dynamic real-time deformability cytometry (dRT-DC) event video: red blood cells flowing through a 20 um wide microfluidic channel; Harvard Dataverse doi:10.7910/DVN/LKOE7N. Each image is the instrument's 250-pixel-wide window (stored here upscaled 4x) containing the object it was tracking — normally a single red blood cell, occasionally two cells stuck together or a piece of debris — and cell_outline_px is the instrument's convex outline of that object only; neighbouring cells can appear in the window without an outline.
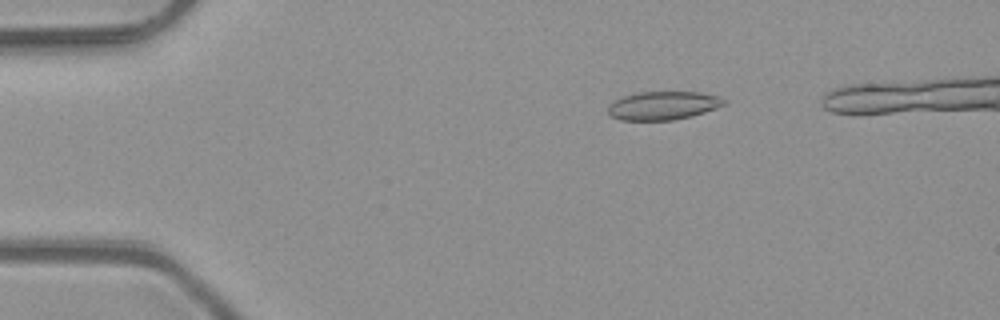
{"species": "common noctule bat (a hibernating species)", "species_latin": "Nyctalus noctula", "temperature_condition": "room temperature", "stored_images_in_passage": 37, "camera_frame_rate_fps": 3000, "um_per_image_px": 0.085, "animal": {"sex": "male", "body_mass_g": 23.1, "forearm_length_mm": 52.7}, "frame": {"image": 1, "passage_image": 1, "time_ms": 0.0, "image_size_px": [1000, 320], "cell_outline_px": [[728, 104], [692, 116], [672, 120], [620, 120], [612, 116], [608, 112], [608, 104], [624, 96], [640, 92], [700, 92], [720, 96], [728, 100]], "centroid_in_image_um": [56.42, 8.97], "position_along_channel_um": 28.6, "area_um2": 19.31}}
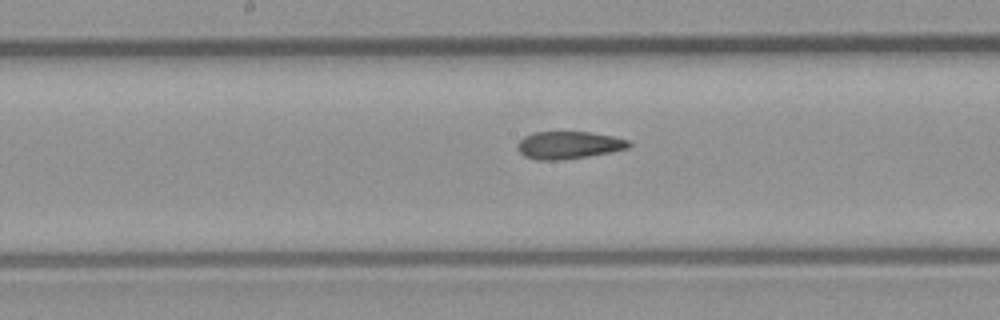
{"frame": {"image": 2, "passage_image": 18, "time_ms": 5.667, "image_size_px": [1000, 320], "cell_outline_px": [[632, 144], [628, 148], [612, 152], [588, 156], [560, 160], [536, 160], [524, 156], [516, 148], [516, 144], [524, 136], [532, 132], [592, 132], [612, 136], [628, 140]], "centroid_in_image_um": [48.31, 12.33], "position_along_channel_um": 199.9, "area_um2": 17.98}}
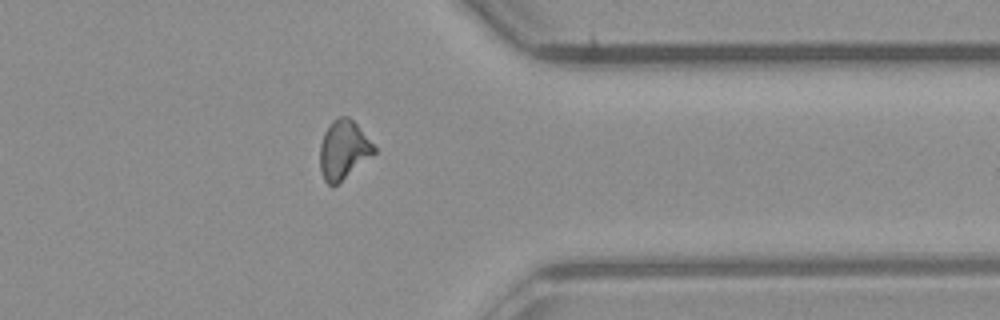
{"frame": {"image": 3, "passage_image": 32, "time_ms": 10.333, "image_size_px": [1000, 320], "cell_outline_px": [[376, 152], [332, 188], [324, 180], [320, 168], [320, 144], [324, 132], [332, 120], [340, 116], [348, 116], [356, 124], [376, 148]], "centroid_in_image_um": [29.16, 12.73], "position_along_channel_um": 382.2, "area_um2": 18.32}}